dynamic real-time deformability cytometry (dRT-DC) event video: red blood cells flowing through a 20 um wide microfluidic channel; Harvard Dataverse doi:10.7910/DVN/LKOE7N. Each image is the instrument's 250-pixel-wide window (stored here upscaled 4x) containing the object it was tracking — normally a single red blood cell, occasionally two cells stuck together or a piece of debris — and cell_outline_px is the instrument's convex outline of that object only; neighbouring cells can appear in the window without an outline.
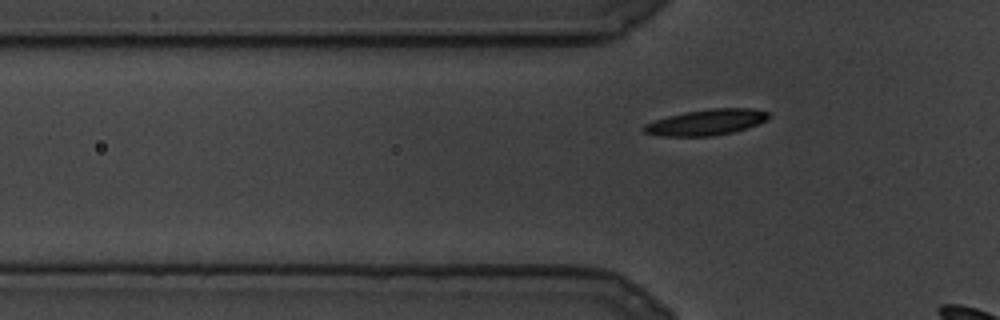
{"species": "common noctule bat (a hibernating species)", "species_latin": "Nyctalus noctula", "temperature_condition": "cold", "stored_images_in_passage": 12, "camera_frame_rate_fps": 3000, "um_per_image_px": 0.085, "animal": {"sex": "male", "body_mass_g": 19.5, "forearm_length_mm": 54.6}, "frame": {"image": 1, "passage_image": 6, "time_ms": 1.667, "image_size_px": [1000, 320], "cell_outline_px": [[772, 116], [768, 120], [732, 132], [712, 136], [660, 136], [644, 132], [644, 124], [668, 116], [688, 112], [712, 108], [752, 108], [768, 112]], "centroid_in_image_um": [60.07, 10.39], "position_along_channel_um": 65.7, "area_um2": 18.55}}